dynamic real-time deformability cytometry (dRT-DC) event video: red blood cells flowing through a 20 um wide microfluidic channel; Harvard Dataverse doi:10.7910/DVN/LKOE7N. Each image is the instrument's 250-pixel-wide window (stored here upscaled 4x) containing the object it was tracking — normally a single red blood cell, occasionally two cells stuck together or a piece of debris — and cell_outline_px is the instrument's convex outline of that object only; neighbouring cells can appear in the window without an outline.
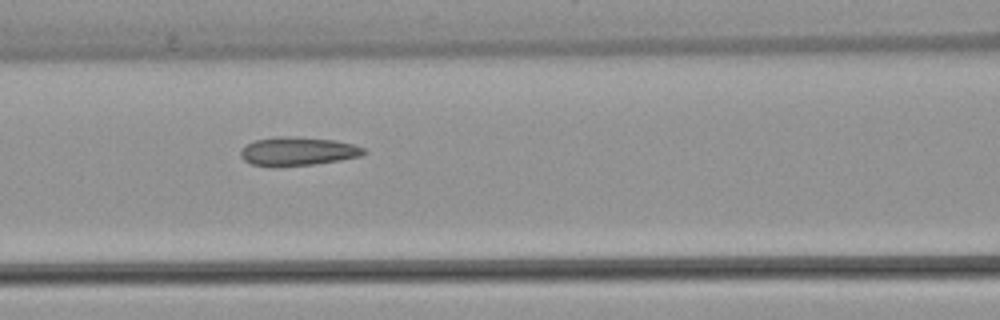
{"species": "common noctule bat (a hibernating species)", "species_latin": "Nyctalus noctula", "temperature_condition": "warm", "stored_images_in_passage": 18, "camera_frame_rate_fps": 3000, "um_per_image_px": 0.085, "animal": {"sex": "female", "body_mass_g": 22.7, "forearm_length_mm": 54.2}, "frame": {"image": 1, "passage_image": 8, "time_ms": 2.333, "image_size_px": [1000, 320], "cell_outline_px": [[368, 152], [360, 156], [340, 160], [316, 164], [272, 168], [252, 164], [244, 160], [240, 156], [240, 152], [248, 144], [256, 140], [276, 136], [296, 136], [336, 140], [352, 144], [364, 148]], "centroid_in_image_um": [25.31, 12.87], "position_along_channel_um": 141.3, "area_um2": 20.87}}
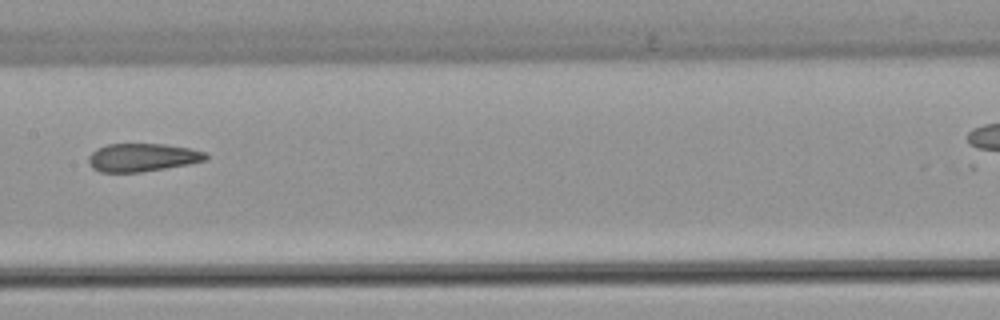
{"frame": {"image": 2, "passage_image": 12, "time_ms": 3.667, "image_size_px": [1000, 320], "cell_outline_px": [[208, 156], [204, 160], [188, 164], [140, 172], [100, 172], [92, 168], [88, 164], [88, 156], [96, 148], [108, 144], [164, 144], [192, 148], [208, 152]], "centroid_in_image_um": [12.08, 13.37], "position_along_channel_um": 195.3, "area_um2": 19.31}}